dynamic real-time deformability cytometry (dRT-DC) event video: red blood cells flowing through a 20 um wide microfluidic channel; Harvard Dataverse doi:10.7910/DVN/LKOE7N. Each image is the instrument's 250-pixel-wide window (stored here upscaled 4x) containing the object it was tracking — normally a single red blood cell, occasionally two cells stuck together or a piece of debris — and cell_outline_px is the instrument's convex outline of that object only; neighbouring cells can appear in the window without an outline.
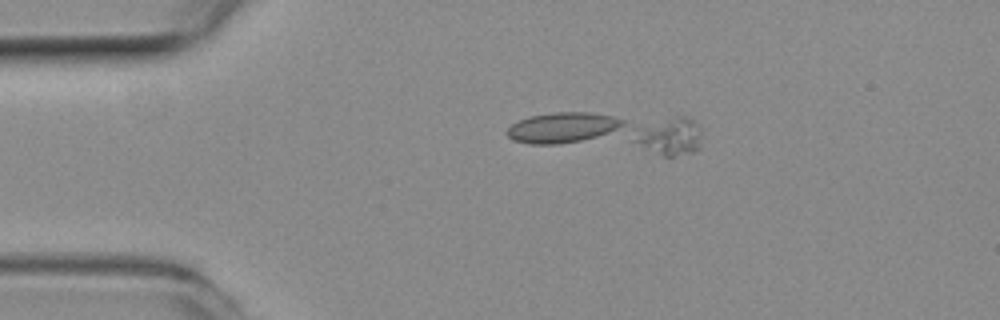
{"species": "common noctule bat (a hibernating species)", "species_latin": "Nyctalus noctula", "temperature_condition": "room temperature", "stored_images_in_passage": 11, "camera_frame_rate_fps": 3000, "um_per_image_px": 0.085, "animal": {"sex": "female", "body_mass_g": 19.3, "forearm_length_mm": 54.1}, "frame": {"image": 1, "passage_image": 11, "time_ms": 3.333, "image_size_px": [1000, 320], "cell_outline_px": [[700, 148], [696, 152], [672, 156], [664, 156], [644, 148], [632, 140], [640, 128], [676, 116], [684, 116], [692, 120], [700, 128]], "centroid_in_image_um": [56.98, 11.63], "position_along_channel_um": 28.0, "area_um2": 14.33}}